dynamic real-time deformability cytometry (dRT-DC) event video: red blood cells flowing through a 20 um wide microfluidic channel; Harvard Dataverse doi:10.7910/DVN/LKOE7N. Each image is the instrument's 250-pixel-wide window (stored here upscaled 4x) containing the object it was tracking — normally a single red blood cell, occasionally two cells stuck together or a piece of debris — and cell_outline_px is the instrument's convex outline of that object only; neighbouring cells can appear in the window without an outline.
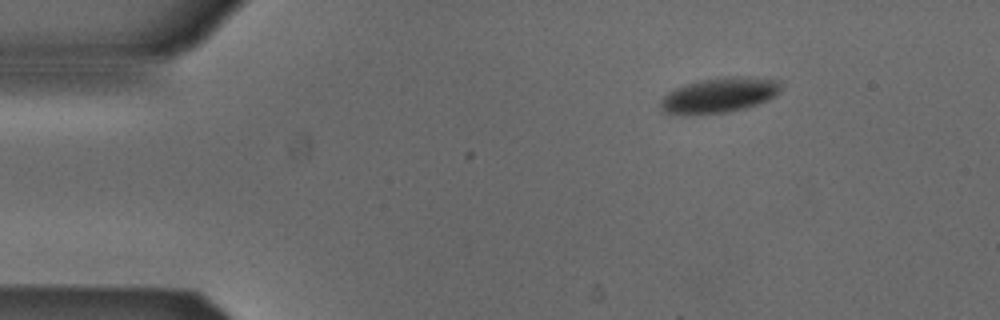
{"species": "Egyptian fruit bat (a non-hibernating species)", "species_latin": "Rousettus aegyptiacus", "temperature_condition": "cold", "stored_images_in_passage": 2, "camera_frame_rate_fps": 3000, "um_per_image_px": 0.085, "animal": {"sex": "male"}, "frame": {"image": 1, "passage_image": 2, "time_ms": 0.333, "image_size_px": [1000, 320], "cell_outline_px": [[780, 92], [776, 96], [756, 104], [744, 108], [728, 112], [688, 116], [668, 116], [660, 112], [660, 100], [668, 92], [676, 88], [688, 84], [704, 80], [724, 76], [752, 76], [776, 80], [780, 84]], "centroid_in_image_um": [61.05, 8.13], "position_along_channel_um": 23.9, "area_um2": 25.14}}